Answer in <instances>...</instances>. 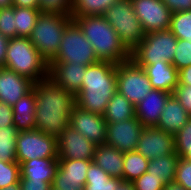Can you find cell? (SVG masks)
<instances>
[{"label": "cell", "mask_w": 191, "mask_h": 190, "mask_svg": "<svg viewBox=\"0 0 191 190\" xmlns=\"http://www.w3.org/2000/svg\"><path fill=\"white\" fill-rule=\"evenodd\" d=\"M36 100L35 129L58 138L67 126L75 96L55 84L49 77L33 85Z\"/></svg>", "instance_id": "1"}, {"label": "cell", "mask_w": 191, "mask_h": 190, "mask_svg": "<svg viewBox=\"0 0 191 190\" xmlns=\"http://www.w3.org/2000/svg\"><path fill=\"white\" fill-rule=\"evenodd\" d=\"M116 92V65L98 61L86 67L81 90L75 96V104L82 110L103 115Z\"/></svg>", "instance_id": "2"}, {"label": "cell", "mask_w": 191, "mask_h": 190, "mask_svg": "<svg viewBox=\"0 0 191 190\" xmlns=\"http://www.w3.org/2000/svg\"><path fill=\"white\" fill-rule=\"evenodd\" d=\"M85 38L90 42L99 61L115 65L130 60V52L103 15H88L74 18Z\"/></svg>", "instance_id": "3"}, {"label": "cell", "mask_w": 191, "mask_h": 190, "mask_svg": "<svg viewBox=\"0 0 191 190\" xmlns=\"http://www.w3.org/2000/svg\"><path fill=\"white\" fill-rule=\"evenodd\" d=\"M4 68L38 82L48 77L49 63L27 37L9 39Z\"/></svg>", "instance_id": "4"}, {"label": "cell", "mask_w": 191, "mask_h": 190, "mask_svg": "<svg viewBox=\"0 0 191 190\" xmlns=\"http://www.w3.org/2000/svg\"><path fill=\"white\" fill-rule=\"evenodd\" d=\"M73 21L70 15L41 13L29 37L42 57L50 63L57 55L63 33Z\"/></svg>", "instance_id": "5"}, {"label": "cell", "mask_w": 191, "mask_h": 190, "mask_svg": "<svg viewBox=\"0 0 191 190\" xmlns=\"http://www.w3.org/2000/svg\"><path fill=\"white\" fill-rule=\"evenodd\" d=\"M118 34L121 43L131 52L145 37L131 0H119L103 14Z\"/></svg>", "instance_id": "6"}, {"label": "cell", "mask_w": 191, "mask_h": 190, "mask_svg": "<svg viewBox=\"0 0 191 190\" xmlns=\"http://www.w3.org/2000/svg\"><path fill=\"white\" fill-rule=\"evenodd\" d=\"M177 40L169 29L147 33L130 52V59L135 64H153L160 61L172 64Z\"/></svg>", "instance_id": "7"}, {"label": "cell", "mask_w": 191, "mask_h": 190, "mask_svg": "<svg viewBox=\"0 0 191 190\" xmlns=\"http://www.w3.org/2000/svg\"><path fill=\"white\" fill-rule=\"evenodd\" d=\"M93 47L72 21L65 29L56 57L51 62H74L88 66L98 62Z\"/></svg>", "instance_id": "8"}, {"label": "cell", "mask_w": 191, "mask_h": 190, "mask_svg": "<svg viewBox=\"0 0 191 190\" xmlns=\"http://www.w3.org/2000/svg\"><path fill=\"white\" fill-rule=\"evenodd\" d=\"M117 91L134 106L153 89L144 69L131 59L116 65Z\"/></svg>", "instance_id": "9"}, {"label": "cell", "mask_w": 191, "mask_h": 190, "mask_svg": "<svg viewBox=\"0 0 191 190\" xmlns=\"http://www.w3.org/2000/svg\"><path fill=\"white\" fill-rule=\"evenodd\" d=\"M35 158H58V138L36 129L18 132L16 161L21 165Z\"/></svg>", "instance_id": "10"}, {"label": "cell", "mask_w": 191, "mask_h": 190, "mask_svg": "<svg viewBox=\"0 0 191 190\" xmlns=\"http://www.w3.org/2000/svg\"><path fill=\"white\" fill-rule=\"evenodd\" d=\"M145 34L169 29L172 12L162 0H131Z\"/></svg>", "instance_id": "11"}, {"label": "cell", "mask_w": 191, "mask_h": 190, "mask_svg": "<svg viewBox=\"0 0 191 190\" xmlns=\"http://www.w3.org/2000/svg\"><path fill=\"white\" fill-rule=\"evenodd\" d=\"M91 161L93 160L58 159V168L52 188L55 190H83Z\"/></svg>", "instance_id": "12"}, {"label": "cell", "mask_w": 191, "mask_h": 190, "mask_svg": "<svg viewBox=\"0 0 191 190\" xmlns=\"http://www.w3.org/2000/svg\"><path fill=\"white\" fill-rule=\"evenodd\" d=\"M143 128L136 117L119 123L107 122L105 144L123 153L135 151Z\"/></svg>", "instance_id": "13"}, {"label": "cell", "mask_w": 191, "mask_h": 190, "mask_svg": "<svg viewBox=\"0 0 191 190\" xmlns=\"http://www.w3.org/2000/svg\"><path fill=\"white\" fill-rule=\"evenodd\" d=\"M70 126L96 146L106 142L107 122L103 115L82 110L75 105L70 117Z\"/></svg>", "instance_id": "14"}, {"label": "cell", "mask_w": 191, "mask_h": 190, "mask_svg": "<svg viewBox=\"0 0 191 190\" xmlns=\"http://www.w3.org/2000/svg\"><path fill=\"white\" fill-rule=\"evenodd\" d=\"M136 151L149 160L173 154L175 153L174 134L157 127H144Z\"/></svg>", "instance_id": "15"}, {"label": "cell", "mask_w": 191, "mask_h": 190, "mask_svg": "<svg viewBox=\"0 0 191 190\" xmlns=\"http://www.w3.org/2000/svg\"><path fill=\"white\" fill-rule=\"evenodd\" d=\"M96 147L69 125L58 137V159L93 160Z\"/></svg>", "instance_id": "16"}, {"label": "cell", "mask_w": 191, "mask_h": 190, "mask_svg": "<svg viewBox=\"0 0 191 190\" xmlns=\"http://www.w3.org/2000/svg\"><path fill=\"white\" fill-rule=\"evenodd\" d=\"M86 67L74 62H50L48 77L55 84L76 96L81 90Z\"/></svg>", "instance_id": "17"}, {"label": "cell", "mask_w": 191, "mask_h": 190, "mask_svg": "<svg viewBox=\"0 0 191 190\" xmlns=\"http://www.w3.org/2000/svg\"><path fill=\"white\" fill-rule=\"evenodd\" d=\"M173 94L152 89L148 95L135 105V116L144 127H157L166 102Z\"/></svg>", "instance_id": "18"}, {"label": "cell", "mask_w": 191, "mask_h": 190, "mask_svg": "<svg viewBox=\"0 0 191 190\" xmlns=\"http://www.w3.org/2000/svg\"><path fill=\"white\" fill-rule=\"evenodd\" d=\"M34 82L4 67L0 68V101L13 106L33 88Z\"/></svg>", "instance_id": "19"}, {"label": "cell", "mask_w": 191, "mask_h": 190, "mask_svg": "<svg viewBox=\"0 0 191 190\" xmlns=\"http://www.w3.org/2000/svg\"><path fill=\"white\" fill-rule=\"evenodd\" d=\"M142 67L150 80L153 89L173 94L178 86V70L166 61L153 64H136Z\"/></svg>", "instance_id": "20"}, {"label": "cell", "mask_w": 191, "mask_h": 190, "mask_svg": "<svg viewBox=\"0 0 191 190\" xmlns=\"http://www.w3.org/2000/svg\"><path fill=\"white\" fill-rule=\"evenodd\" d=\"M20 167V179H26L27 181H44L52 186L58 168V158H35L24 161Z\"/></svg>", "instance_id": "21"}, {"label": "cell", "mask_w": 191, "mask_h": 190, "mask_svg": "<svg viewBox=\"0 0 191 190\" xmlns=\"http://www.w3.org/2000/svg\"><path fill=\"white\" fill-rule=\"evenodd\" d=\"M191 118L177 98L172 95L162 111L157 128L176 134Z\"/></svg>", "instance_id": "22"}, {"label": "cell", "mask_w": 191, "mask_h": 190, "mask_svg": "<svg viewBox=\"0 0 191 190\" xmlns=\"http://www.w3.org/2000/svg\"><path fill=\"white\" fill-rule=\"evenodd\" d=\"M12 108L13 125L19 132L35 129L36 100L34 88L20 98Z\"/></svg>", "instance_id": "23"}, {"label": "cell", "mask_w": 191, "mask_h": 190, "mask_svg": "<svg viewBox=\"0 0 191 190\" xmlns=\"http://www.w3.org/2000/svg\"><path fill=\"white\" fill-rule=\"evenodd\" d=\"M124 153L106 144L98 145L93 161L111 177L123 180Z\"/></svg>", "instance_id": "24"}, {"label": "cell", "mask_w": 191, "mask_h": 190, "mask_svg": "<svg viewBox=\"0 0 191 190\" xmlns=\"http://www.w3.org/2000/svg\"><path fill=\"white\" fill-rule=\"evenodd\" d=\"M180 157L175 152L149 161L147 172L158 177L164 184L175 181L177 164Z\"/></svg>", "instance_id": "25"}, {"label": "cell", "mask_w": 191, "mask_h": 190, "mask_svg": "<svg viewBox=\"0 0 191 190\" xmlns=\"http://www.w3.org/2000/svg\"><path fill=\"white\" fill-rule=\"evenodd\" d=\"M106 122L119 123L135 116V106L118 91L109 100L103 114Z\"/></svg>", "instance_id": "26"}, {"label": "cell", "mask_w": 191, "mask_h": 190, "mask_svg": "<svg viewBox=\"0 0 191 190\" xmlns=\"http://www.w3.org/2000/svg\"><path fill=\"white\" fill-rule=\"evenodd\" d=\"M122 180L111 177L94 161L90 162L83 190H116Z\"/></svg>", "instance_id": "27"}, {"label": "cell", "mask_w": 191, "mask_h": 190, "mask_svg": "<svg viewBox=\"0 0 191 190\" xmlns=\"http://www.w3.org/2000/svg\"><path fill=\"white\" fill-rule=\"evenodd\" d=\"M119 0H72L71 18L88 15H103L113 4Z\"/></svg>", "instance_id": "28"}, {"label": "cell", "mask_w": 191, "mask_h": 190, "mask_svg": "<svg viewBox=\"0 0 191 190\" xmlns=\"http://www.w3.org/2000/svg\"><path fill=\"white\" fill-rule=\"evenodd\" d=\"M149 159L135 151L125 152L123 160V180L133 182L147 172Z\"/></svg>", "instance_id": "29"}, {"label": "cell", "mask_w": 191, "mask_h": 190, "mask_svg": "<svg viewBox=\"0 0 191 190\" xmlns=\"http://www.w3.org/2000/svg\"><path fill=\"white\" fill-rule=\"evenodd\" d=\"M14 14L16 37L29 38L41 11L39 9L14 7Z\"/></svg>", "instance_id": "30"}, {"label": "cell", "mask_w": 191, "mask_h": 190, "mask_svg": "<svg viewBox=\"0 0 191 190\" xmlns=\"http://www.w3.org/2000/svg\"><path fill=\"white\" fill-rule=\"evenodd\" d=\"M18 132L14 125L0 128V161H16V140Z\"/></svg>", "instance_id": "31"}, {"label": "cell", "mask_w": 191, "mask_h": 190, "mask_svg": "<svg viewBox=\"0 0 191 190\" xmlns=\"http://www.w3.org/2000/svg\"><path fill=\"white\" fill-rule=\"evenodd\" d=\"M169 30L177 39L191 40V10L174 12L171 16Z\"/></svg>", "instance_id": "32"}, {"label": "cell", "mask_w": 191, "mask_h": 190, "mask_svg": "<svg viewBox=\"0 0 191 190\" xmlns=\"http://www.w3.org/2000/svg\"><path fill=\"white\" fill-rule=\"evenodd\" d=\"M175 152L180 158L191 160V118L174 135Z\"/></svg>", "instance_id": "33"}, {"label": "cell", "mask_w": 191, "mask_h": 190, "mask_svg": "<svg viewBox=\"0 0 191 190\" xmlns=\"http://www.w3.org/2000/svg\"><path fill=\"white\" fill-rule=\"evenodd\" d=\"M21 178V167L17 161H0V188L18 183Z\"/></svg>", "instance_id": "34"}, {"label": "cell", "mask_w": 191, "mask_h": 190, "mask_svg": "<svg viewBox=\"0 0 191 190\" xmlns=\"http://www.w3.org/2000/svg\"><path fill=\"white\" fill-rule=\"evenodd\" d=\"M172 64L179 71L191 65V41L178 39Z\"/></svg>", "instance_id": "35"}, {"label": "cell", "mask_w": 191, "mask_h": 190, "mask_svg": "<svg viewBox=\"0 0 191 190\" xmlns=\"http://www.w3.org/2000/svg\"><path fill=\"white\" fill-rule=\"evenodd\" d=\"M0 34L7 39L16 37L14 6L0 8Z\"/></svg>", "instance_id": "36"}, {"label": "cell", "mask_w": 191, "mask_h": 190, "mask_svg": "<svg viewBox=\"0 0 191 190\" xmlns=\"http://www.w3.org/2000/svg\"><path fill=\"white\" fill-rule=\"evenodd\" d=\"M72 0H39L41 13L71 14Z\"/></svg>", "instance_id": "37"}, {"label": "cell", "mask_w": 191, "mask_h": 190, "mask_svg": "<svg viewBox=\"0 0 191 190\" xmlns=\"http://www.w3.org/2000/svg\"><path fill=\"white\" fill-rule=\"evenodd\" d=\"M175 182L191 190V160L180 158L177 164Z\"/></svg>", "instance_id": "38"}, {"label": "cell", "mask_w": 191, "mask_h": 190, "mask_svg": "<svg viewBox=\"0 0 191 190\" xmlns=\"http://www.w3.org/2000/svg\"><path fill=\"white\" fill-rule=\"evenodd\" d=\"M135 190H163L165 184L152 174L145 172L133 182Z\"/></svg>", "instance_id": "39"}, {"label": "cell", "mask_w": 191, "mask_h": 190, "mask_svg": "<svg viewBox=\"0 0 191 190\" xmlns=\"http://www.w3.org/2000/svg\"><path fill=\"white\" fill-rule=\"evenodd\" d=\"M173 95L177 98L180 104L185 108L187 113L191 116V87L178 85L175 88Z\"/></svg>", "instance_id": "40"}, {"label": "cell", "mask_w": 191, "mask_h": 190, "mask_svg": "<svg viewBox=\"0 0 191 190\" xmlns=\"http://www.w3.org/2000/svg\"><path fill=\"white\" fill-rule=\"evenodd\" d=\"M13 126V108L0 101V128Z\"/></svg>", "instance_id": "41"}, {"label": "cell", "mask_w": 191, "mask_h": 190, "mask_svg": "<svg viewBox=\"0 0 191 190\" xmlns=\"http://www.w3.org/2000/svg\"><path fill=\"white\" fill-rule=\"evenodd\" d=\"M162 2L172 13L191 10V0H162Z\"/></svg>", "instance_id": "42"}, {"label": "cell", "mask_w": 191, "mask_h": 190, "mask_svg": "<svg viewBox=\"0 0 191 190\" xmlns=\"http://www.w3.org/2000/svg\"><path fill=\"white\" fill-rule=\"evenodd\" d=\"M20 185L22 190H50L52 186L44 181H27L26 179H20Z\"/></svg>", "instance_id": "43"}, {"label": "cell", "mask_w": 191, "mask_h": 190, "mask_svg": "<svg viewBox=\"0 0 191 190\" xmlns=\"http://www.w3.org/2000/svg\"><path fill=\"white\" fill-rule=\"evenodd\" d=\"M178 85L191 87V65L178 71Z\"/></svg>", "instance_id": "44"}, {"label": "cell", "mask_w": 191, "mask_h": 190, "mask_svg": "<svg viewBox=\"0 0 191 190\" xmlns=\"http://www.w3.org/2000/svg\"><path fill=\"white\" fill-rule=\"evenodd\" d=\"M14 7L39 9V0H12Z\"/></svg>", "instance_id": "45"}, {"label": "cell", "mask_w": 191, "mask_h": 190, "mask_svg": "<svg viewBox=\"0 0 191 190\" xmlns=\"http://www.w3.org/2000/svg\"><path fill=\"white\" fill-rule=\"evenodd\" d=\"M9 39L0 34V68L4 67Z\"/></svg>", "instance_id": "46"}, {"label": "cell", "mask_w": 191, "mask_h": 190, "mask_svg": "<svg viewBox=\"0 0 191 190\" xmlns=\"http://www.w3.org/2000/svg\"><path fill=\"white\" fill-rule=\"evenodd\" d=\"M116 190H135V187L132 182L122 180L116 187Z\"/></svg>", "instance_id": "47"}, {"label": "cell", "mask_w": 191, "mask_h": 190, "mask_svg": "<svg viewBox=\"0 0 191 190\" xmlns=\"http://www.w3.org/2000/svg\"><path fill=\"white\" fill-rule=\"evenodd\" d=\"M163 190H186V189L174 181V182H169L165 184Z\"/></svg>", "instance_id": "48"}, {"label": "cell", "mask_w": 191, "mask_h": 190, "mask_svg": "<svg viewBox=\"0 0 191 190\" xmlns=\"http://www.w3.org/2000/svg\"><path fill=\"white\" fill-rule=\"evenodd\" d=\"M0 190H22V189H21L20 182H18L4 188H0Z\"/></svg>", "instance_id": "49"}, {"label": "cell", "mask_w": 191, "mask_h": 190, "mask_svg": "<svg viewBox=\"0 0 191 190\" xmlns=\"http://www.w3.org/2000/svg\"><path fill=\"white\" fill-rule=\"evenodd\" d=\"M9 6H12V0H0V8Z\"/></svg>", "instance_id": "50"}]
</instances>
